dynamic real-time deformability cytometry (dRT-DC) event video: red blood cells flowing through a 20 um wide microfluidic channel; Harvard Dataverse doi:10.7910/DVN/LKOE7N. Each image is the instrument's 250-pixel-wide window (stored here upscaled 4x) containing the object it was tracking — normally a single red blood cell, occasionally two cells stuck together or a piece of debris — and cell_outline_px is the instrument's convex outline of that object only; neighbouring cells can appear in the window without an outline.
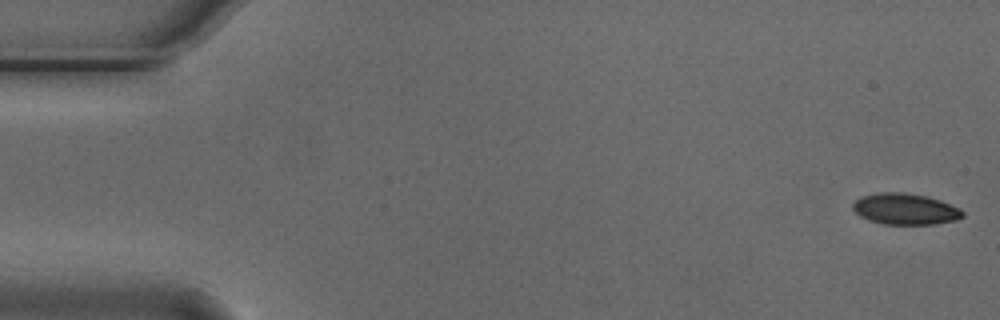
{"species": "Egyptian fruit bat (a non-hibernating species)", "species_latin": "Rousettus aegyptiacus", "temperature_condition": "cold", "stored_images_in_passage": 55, "camera_frame_rate_fps": 3000, "um_per_image_px": 0.085, "animal": {"sex": "male"}, "frame": {"image": 1, "passage_image": 1, "time_ms": 0.0, "image_size_px": [1000, 320], "cell_outline_px": [[964, 216], [956, 220], [936, 224], [884, 224], [868, 220], [860, 216], [852, 208], [852, 204], [856, 200], [864, 196], [884, 192], [904, 192], [928, 196], [940, 200], [960, 208], [964, 212]], "centroid_in_image_um": [76.98, 17.77], "position_along_channel_um": 8.0, "area_um2": 19.94}}
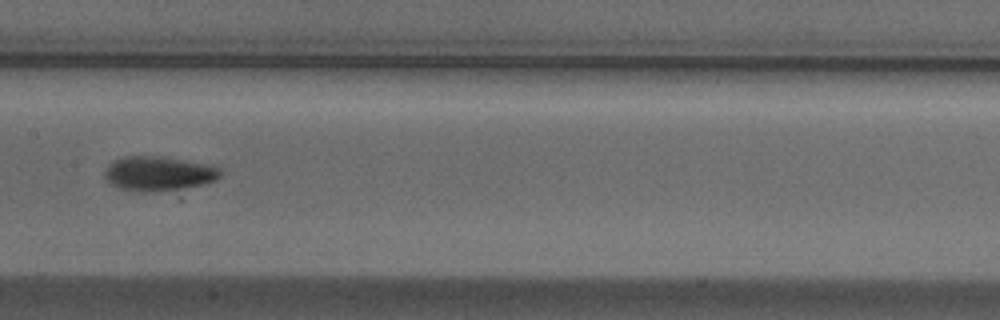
{"frame": {"image": 2, "passage_image": 27, "time_ms": 8.667, "image_size_px": [1000, 320], "cell_outline_px": [[220, 176], [216, 180], [204, 184], [176, 188], [144, 192], [120, 188], [112, 184], [104, 176], [104, 172], [108, 164], [112, 160], [124, 156], [160, 156], [212, 164], [220, 168]], "centroid_in_image_um": [13.47, 14.71], "position_along_channel_um": 193.9, "area_um2": 23.06}}
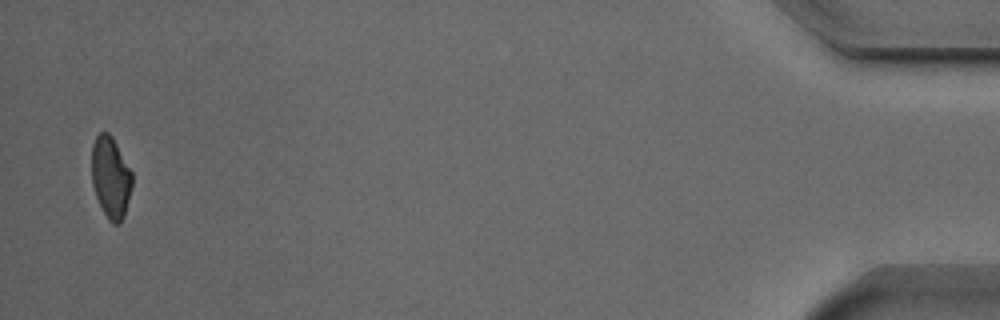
{"frame": {"image": 3, "passage_image": 53, "time_ms": 17.333, "image_size_px": [1000, 320], "cell_outline_px": [[132, 188], [124, 216], [120, 224], [112, 224], [108, 220], [96, 196], [92, 184], [92, 144], [96, 136], [100, 132], [108, 132], [112, 136], [132, 172]], "centroid_in_image_um": [9.41, 15.08], "position_along_channel_um": 425.8, "area_um2": 19.25}}